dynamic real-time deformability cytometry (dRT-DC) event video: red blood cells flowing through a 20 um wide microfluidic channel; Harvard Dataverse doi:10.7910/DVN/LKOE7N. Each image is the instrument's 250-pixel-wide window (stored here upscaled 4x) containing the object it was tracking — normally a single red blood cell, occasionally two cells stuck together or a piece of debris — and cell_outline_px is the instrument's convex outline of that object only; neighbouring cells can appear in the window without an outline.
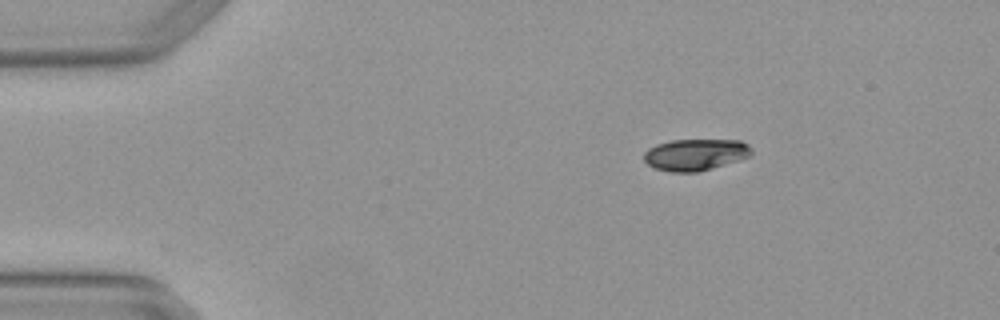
{"species": "Egyptian fruit bat (a non-hibernating species)", "species_latin": "Rousettus aegyptiacus", "temperature_condition": "warm", "stored_images_in_passage": 2, "camera_frame_rate_fps": 3000, "um_per_image_px": 0.085, "animal": {"sex": "female"}, "frame": {"image": 1, "passage_image": 2, "time_ms": 0.333, "image_size_px": [1000, 320], "cell_outline_px": [[752, 152], [748, 156], [712, 168], [696, 172], [668, 172], [656, 168], [648, 164], [644, 160], [644, 152], [648, 148], [656, 144], [672, 140], [740, 140], [748, 144], [752, 148]], "centroid_in_image_um": [59.08, 13.13], "position_along_channel_um": 25.9, "area_um2": 19.65}}